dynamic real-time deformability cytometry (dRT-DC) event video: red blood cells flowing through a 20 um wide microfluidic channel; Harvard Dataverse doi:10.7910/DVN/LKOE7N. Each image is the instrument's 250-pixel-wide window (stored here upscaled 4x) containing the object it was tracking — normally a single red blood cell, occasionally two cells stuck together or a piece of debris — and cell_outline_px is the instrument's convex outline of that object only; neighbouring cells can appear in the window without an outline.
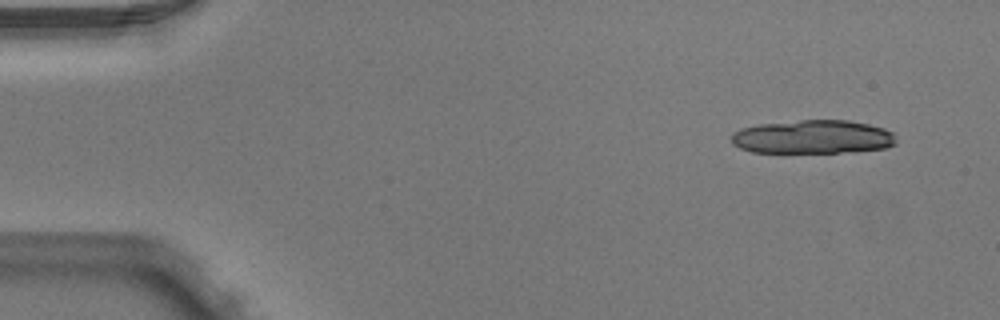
{"species": "Egyptian fruit bat (a non-hibernating species)", "species_latin": "Rousettus aegyptiacus", "temperature_condition": "warm", "stored_images_in_passage": 4, "camera_frame_rate_fps": 3000, "um_per_image_px": 0.085, "animal": {"sex": "male"}, "frame": {"image": 1, "passage_image": 1, "time_ms": 0.0, "image_size_px": [1000, 320], "cell_outline_px": [[896, 144], [884, 148], [852, 152], [752, 152], [740, 148], [732, 144], [732, 132], [740, 128], [760, 124], [800, 120], [848, 120], [868, 124], [884, 128], [892, 132], [896, 140]], "centroid_in_image_um": [69.08, 11.64], "position_along_channel_um": 15.9, "area_um2": 32.37}}
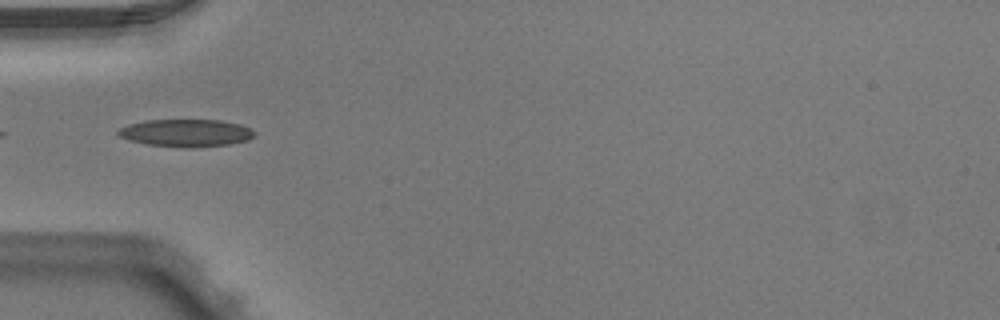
{"frame": {"image": 2, "passage_image": 4, "time_ms": 1.0, "image_size_px": [1000, 320], "cell_outline_px": [[256, 136], [248, 140], [228, 144], [192, 148], [188, 148], [148, 144], [128, 140], [120, 136], [116, 132], [120, 128], [128, 124], [144, 120], [220, 120], [240, 124], [252, 128], [256, 132]], "centroid_in_image_um": [15.84, 11.29], "position_along_channel_um": 69.2, "area_um2": 21.96}}